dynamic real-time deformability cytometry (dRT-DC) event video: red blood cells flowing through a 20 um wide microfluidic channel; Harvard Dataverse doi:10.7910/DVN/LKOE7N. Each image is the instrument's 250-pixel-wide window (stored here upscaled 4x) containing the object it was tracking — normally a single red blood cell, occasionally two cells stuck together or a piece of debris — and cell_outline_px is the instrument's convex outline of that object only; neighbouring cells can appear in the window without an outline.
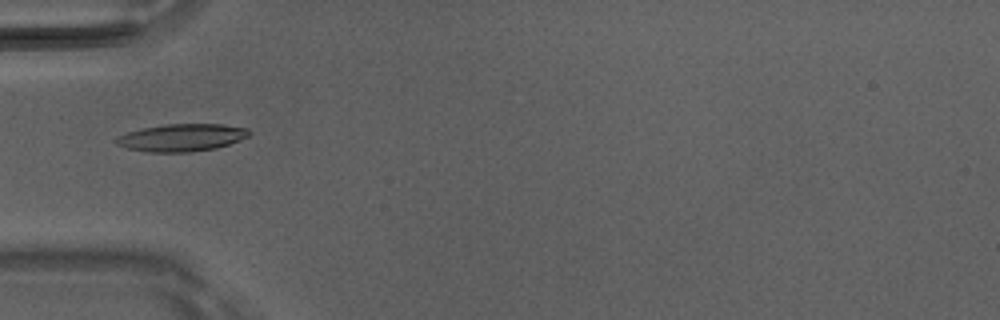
{"species": "Egyptian fruit bat (a non-hibernating species)", "species_latin": "Rousettus aegyptiacus", "temperature_condition": "room temperature", "stored_images_in_passage": 6, "camera_frame_rate_fps": 3000, "um_per_image_px": 0.085, "animal": {"sex": "male"}, "frame": {"image": 1, "passage_image": 5, "time_ms": 1.333, "image_size_px": [1000, 320], "cell_outline_px": [[252, 132], [248, 136], [228, 144], [216, 148], [188, 152], [144, 152], [128, 148], [116, 144], [112, 140], [128, 132], [144, 128], [168, 124], [224, 124], [248, 128]], "centroid_in_image_um": [15.45, 11.69], "position_along_channel_um": 69.5, "area_um2": 21.15}}